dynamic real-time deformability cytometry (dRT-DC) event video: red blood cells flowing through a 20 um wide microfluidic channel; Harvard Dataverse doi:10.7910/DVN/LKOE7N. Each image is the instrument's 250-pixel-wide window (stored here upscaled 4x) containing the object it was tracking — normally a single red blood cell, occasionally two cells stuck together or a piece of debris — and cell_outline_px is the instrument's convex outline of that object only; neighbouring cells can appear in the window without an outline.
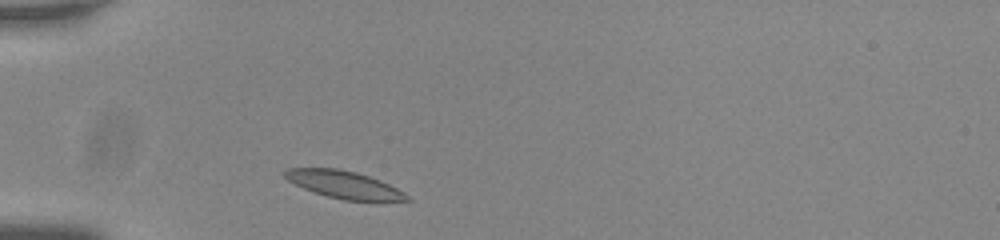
{"species": "common noctule bat (a hibernating species)", "species_latin": "Nyctalus noctula", "temperature_condition": "room temperature", "stored_images_in_passage": 28, "camera_frame_rate_fps": 3000, "um_per_image_px": 0.085, "animal": {"sex": "male", "body_mass_g": 20.0, "forearm_length_mm": 53.3}, "frame": {"image": 1, "passage_image": 1, "time_ms": 0.0, "image_size_px": [1000, 240], "cell_outline_px": [[412, 200], [344, 200], [312, 192], [288, 180], [284, 176], [284, 172], [288, 168], [336, 168], [356, 172], [380, 180], [404, 192]], "centroid_in_image_um": [29.21, 15.68], "position_along_channel_um": 55.8, "area_um2": 19.13}}
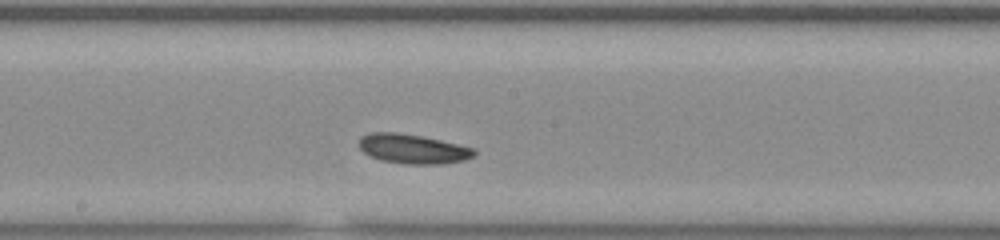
{"frame": {"image": 2, "passage_image": 15, "time_ms": 4.667, "image_size_px": [1000, 240], "cell_outline_px": [[476, 152], [472, 156], [464, 160], [444, 164], [404, 164], [380, 160], [368, 156], [360, 148], [360, 136], [368, 132], [396, 132], [420, 136], [440, 140], [476, 148]], "centroid_in_image_um": [35.07, 12.66], "position_along_channel_um": 213.1, "area_um2": 19.88}}
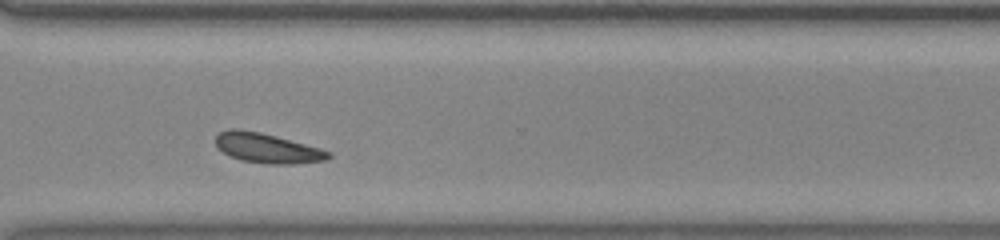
{"frame": {"image": 3, "passage_image": 26, "time_ms": 8.333, "image_size_px": [1000, 240], "cell_outline_px": [[332, 156], [328, 160], [296, 164], [268, 164], [240, 160], [216, 148], [216, 136], [220, 132], [228, 128], [236, 128], [260, 132], [276, 136], [320, 148], [332, 152]], "centroid_in_image_um": [22.73, 12.59], "position_along_channel_um": 347.9, "area_um2": 19.71}}